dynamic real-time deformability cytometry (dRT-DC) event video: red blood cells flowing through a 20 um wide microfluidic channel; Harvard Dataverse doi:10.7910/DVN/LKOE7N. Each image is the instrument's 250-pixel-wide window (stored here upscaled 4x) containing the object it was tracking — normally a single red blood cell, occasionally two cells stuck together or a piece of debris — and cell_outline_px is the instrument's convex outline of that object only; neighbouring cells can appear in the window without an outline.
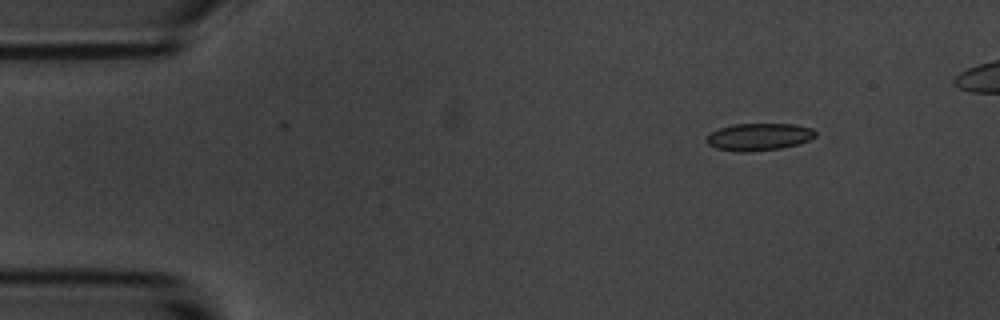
{"species": "common noctule bat (a hibernating species)", "species_latin": "Nyctalus noctula", "temperature_condition": "room temperature", "stored_images_in_passage": 7, "camera_frame_rate_fps": 3000, "um_per_image_px": 0.085, "animal": {"sex": "male", "body_mass_g": 20.1, "forearm_length_mm": 53.5}, "frame": {"image": 1, "passage_image": 2, "time_ms": 1.0, "image_size_px": [1000, 320], "cell_outline_px": [[816, 136], [808, 140], [796, 144], [780, 148], [752, 152], [740, 152], [716, 148], [708, 144], [704, 140], [712, 132], [720, 128], [732, 124], [796, 124], [812, 128], [816, 132]], "centroid_in_image_um": [64.5, 11.63], "position_along_channel_um": 20.5, "area_um2": 17.28}}
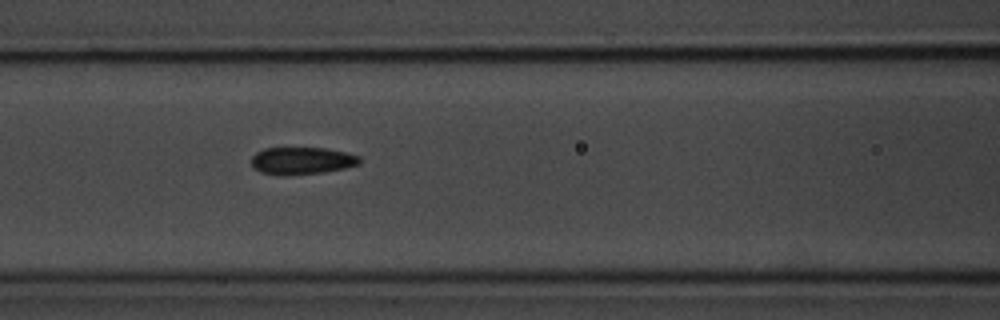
{"frame": {"image": 2, "passage_image": 7, "time_ms": 6.667, "image_size_px": [1000, 320], "cell_outline_px": [[360, 164], [344, 168], [324, 172], [284, 176], [260, 172], [252, 168], [252, 156], [256, 152], [264, 148], [324, 148], [344, 152], [360, 156]], "centroid_in_image_um": [25.63, 13.67], "position_along_channel_um": 141.0, "area_um2": 17.28}}